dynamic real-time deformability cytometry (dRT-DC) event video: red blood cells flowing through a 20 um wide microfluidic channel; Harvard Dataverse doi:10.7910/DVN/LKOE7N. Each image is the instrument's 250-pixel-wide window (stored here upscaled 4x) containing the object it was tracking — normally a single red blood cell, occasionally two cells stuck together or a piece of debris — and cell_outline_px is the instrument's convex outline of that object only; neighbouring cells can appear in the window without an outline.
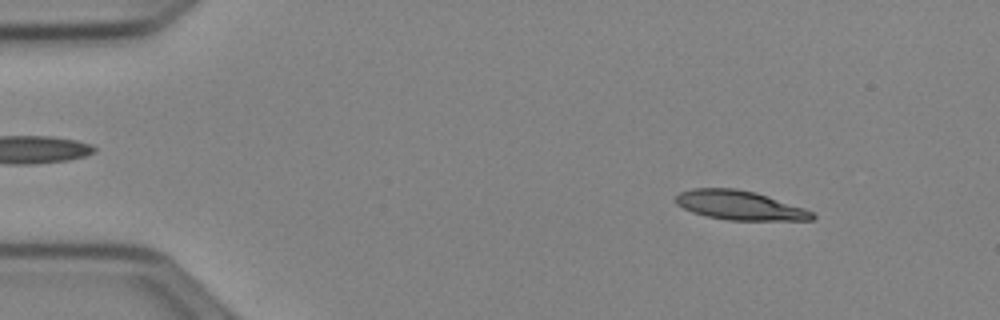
{"species": "Egyptian fruit bat (a non-hibernating species)", "species_latin": "Rousettus aegyptiacus", "temperature_condition": "cold", "stored_images_in_passage": 52, "camera_frame_rate_fps": 3000, "um_per_image_px": 0.085, "animal": {"sex": "female"}, "frame": {"image": 1, "passage_image": 7, "time_ms": 2.0, "image_size_px": [1000, 320], "cell_outline_px": [[816, 216], [812, 220], [728, 220], [708, 216], [692, 212], [676, 204], [676, 196], [680, 192], [692, 188], [736, 188], [756, 192], [804, 208], [812, 212]], "centroid_in_image_um": [62.87, 17.44], "position_along_channel_um": 22.1, "area_um2": 23.12}}
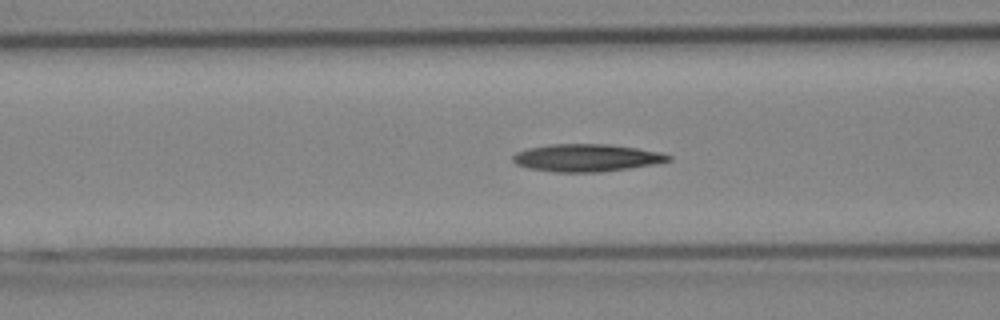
{"frame": {"image": 2, "passage_image": 21, "time_ms": 6.667, "image_size_px": [1000, 320], "cell_outline_px": [[672, 160], [652, 164], [628, 168], [600, 172], [556, 172], [528, 168], [516, 164], [512, 160], [512, 156], [516, 152], [528, 148], [548, 144], [608, 144], [636, 148], [660, 152], [672, 156]], "centroid_in_image_um": [49.82, 13.41], "position_along_channel_um": 116.8, "area_um2": 24.85}}
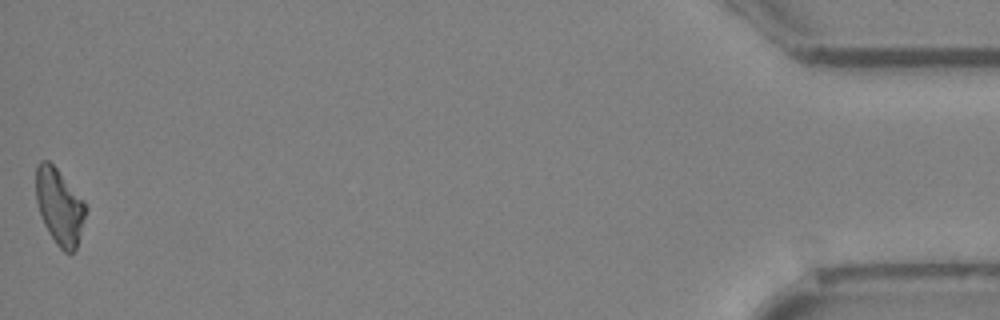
{"frame": {"image": 3, "passage_image": 52, "time_ms": 17.0, "image_size_px": [1000, 320], "cell_outline_px": [[88, 208], [76, 248], [72, 252], [64, 252], [56, 244], [48, 232], [44, 224], [36, 200], [36, 164], [40, 160], [48, 160], [56, 168], [84, 200]], "centroid_in_image_um": [5.06, 17.54], "position_along_channel_um": 430.1, "area_um2": 21.96}, "authors_computed_cell_mechanics": {"area_um2": 23.2067, "velocity_mm_per_s": 3.9266, "shape_relaxation_time_tau1_ms": 7.2497, "shape_relaxation_time_tau2_ms": null, "deformation_change_tau1": 0.187, "deformation_change_tau2": null}}